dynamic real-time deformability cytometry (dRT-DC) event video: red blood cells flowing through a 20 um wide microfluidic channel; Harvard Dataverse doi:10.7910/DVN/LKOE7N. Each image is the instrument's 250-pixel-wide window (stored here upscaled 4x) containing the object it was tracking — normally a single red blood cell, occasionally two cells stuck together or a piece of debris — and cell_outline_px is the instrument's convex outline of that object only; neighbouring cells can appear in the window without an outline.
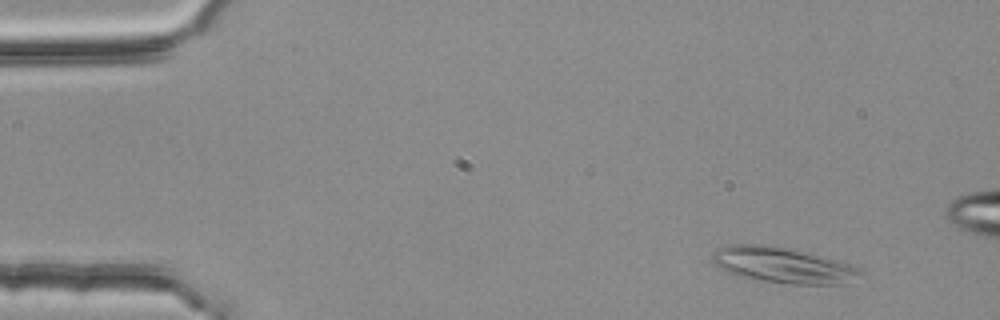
{"species": "common noctule bat (a hibernating species)", "species_latin": "Nyctalus noctula", "temperature_condition": "room temperature", "stored_images_in_passage": 5, "camera_frame_rate_fps": 3000, "um_per_image_px": 0.085, "animal": {"sex": "female", "body_mass_g": 25.1}, "frame": {"image": 1, "passage_image": 2, "time_ms": 0.333, "image_size_px": [1000, 320], "cell_outline_px": [[864, 272], [840, 284], [792, 284], [764, 280], [740, 276], [728, 272], [720, 268], [712, 260], [712, 252], [716, 248], [728, 244], [760, 244], [784, 248], [804, 252], [836, 260], [860, 268]], "centroid_in_image_um": [66.47, 22.52], "position_along_channel_um": 18.5, "area_um2": 30.06}}